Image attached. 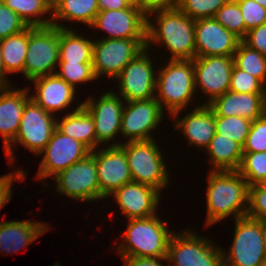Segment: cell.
Instances as JSON below:
<instances>
[{
  "mask_svg": "<svg viewBox=\"0 0 266 266\" xmlns=\"http://www.w3.org/2000/svg\"><path fill=\"white\" fill-rule=\"evenodd\" d=\"M151 44H157V47L164 46L171 53L170 60H193L195 58V20L177 7L149 13L146 48L150 50Z\"/></svg>",
  "mask_w": 266,
  "mask_h": 266,
  "instance_id": "6da1fadb",
  "label": "cell"
},
{
  "mask_svg": "<svg viewBox=\"0 0 266 266\" xmlns=\"http://www.w3.org/2000/svg\"><path fill=\"white\" fill-rule=\"evenodd\" d=\"M207 184L206 228L231 215L234 220L246 216L249 186L238 171L208 170Z\"/></svg>",
  "mask_w": 266,
  "mask_h": 266,
  "instance_id": "7a4b0ae2",
  "label": "cell"
},
{
  "mask_svg": "<svg viewBox=\"0 0 266 266\" xmlns=\"http://www.w3.org/2000/svg\"><path fill=\"white\" fill-rule=\"evenodd\" d=\"M157 70L155 98L162 110L168 111V116L179 115L195 98L193 60L169 59L165 66Z\"/></svg>",
  "mask_w": 266,
  "mask_h": 266,
  "instance_id": "3957f363",
  "label": "cell"
},
{
  "mask_svg": "<svg viewBox=\"0 0 266 266\" xmlns=\"http://www.w3.org/2000/svg\"><path fill=\"white\" fill-rule=\"evenodd\" d=\"M128 221L122 235L123 242L116 247V253L132 257H167L169 240L174 231L167 228L166 221L163 222L157 214Z\"/></svg>",
  "mask_w": 266,
  "mask_h": 266,
  "instance_id": "277c9868",
  "label": "cell"
},
{
  "mask_svg": "<svg viewBox=\"0 0 266 266\" xmlns=\"http://www.w3.org/2000/svg\"><path fill=\"white\" fill-rule=\"evenodd\" d=\"M114 142L125 152L133 182L157 189L160 193L169 183V170L157 141Z\"/></svg>",
  "mask_w": 266,
  "mask_h": 266,
  "instance_id": "5b68a950",
  "label": "cell"
},
{
  "mask_svg": "<svg viewBox=\"0 0 266 266\" xmlns=\"http://www.w3.org/2000/svg\"><path fill=\"white\" fill-rule=\"evenodd\" d=\"M232 243L222 248L223 266H261L265 264V221L247 216L235 219Z\"/></svg>",
  "mask_w": 266,
  "mask_h": 266,
  "instance_id": "8992f818",
  "label": "cell"
},
{
  "mask_svg": "<svg viewBox=\"0 0 266 266\" xmlns=\"http://www.w3.org/2000/svg\"><path fill=\"white\" fill-rule=\"evenodd\" d=\"M186 229L169 240L167 266H223L222 248L205 235Z\"/></svg>",
  "mask_w": 266,
  "mask_h": 266,
  "instance_id": "52a82bcc",
  "label": "cell"
},
{
  "mask_svg": "<svg viewBox=\"0 0 266 266\" xmlns=\"http://www.w3.org/2000/svg\"><path fill=\"white\" fill-rule=\"evenodd\" d=\"M60 28L28 26V48L24 65L27 81L55 74L59 63ZM56 69V70H55Z\"/></svg>",
  "mask_w": 266,
  "mask_h": 266,
  "instance_id": "ba28073f",
  "label": "cell"
},
{
  "mask_svg": "<svg viewBox=\"0 0 266 266\" xmlns=\"http://www.w3.org/2000/svg\"><path fill=\"white\" fill-rule=\"evenodd\" d=\"M57 117L30 99L24 107L14 141L4 150L10 165L15 161L13 145L27 148L37 156L45 148L57 127ZM18 143V144H16ZM13 144V145H12Z\"/></svg>",
  "mask_w": 266,
  "mask_h": 266,
  "instance_id": "9c48e42d",
  "label": "cell"
},
{
  "mask_svg": "<svg viewBox=\"0 0 266 266\" xmlns=\"http://www.w3.org/2000/svg\"><path fill=\"white\" fill-rule=\"evenodd\" d=\"M147 39H97L93 41L92 65L95 76L115 79L140 52Z\"/></svg>",
  "mask_w": 266,
  "mask_h": 266,
  "instance_id": "30bf717a",
  "label": "cell"
},
{
  "mask_svg": "<svg viewBox=\"0 0 266 266\" xmlns=\"http://www.w3.org/2000/svg\"><path fill=\"white\" fill-rule=\"evenodd\" d=\"M55 179L56 191L66 197L88 202L100 200V187L94 155L90 152L84 159L60 171Z\"/></svg>",
  "mask_w": 266,
  "mask_h": 266,
  "instance_id": "8fae6325",
  "label": "cell"
},
{
  "mask_svg": "<svg viewBox=\"0 0 266 266\" xmlns=\"http://www.w3.org/2000/svg\"><path fill=\"white\" fill-rule=\"evenodd\" d=\"M147 52L148 49L145 48L114 79L118 82L117 95L125 102L149 100L155 97L157 70Z\"/></svg>",
  "mask_w": 266,
  "mask_h": 266,
  "instance_id": "7c38bea8",
  "label": "cell"
},
{
  "mask_svg": "<svg viewBox=\"0 0 266 266\" xmlns=\"http://www.w3.org/2000/svg\"><path fill=\"white\" fill-rule=\"evenodd\" d=\"M156 98L125 102L123 107L120 135L128 141H148L155 139L151 134L164 119Z\"/></svg>",
  "mask_w": 266,
  "mask_h": 266,
  "instance_id": "4fadbf2b",
  "label": "cell"
},
{
  "mask_svg": "<svg viewBox=\"0 0 266 266\" xmlns=\"http://www.w3.org/2000/svg\"><path fill=\"white\" fill-rule=\"evenodd\" d=\"M90 152L83 143L64 135L56 128L45 148L39 153L43 159L36 176L38 180L45 182V178L56 176L73 163L84 159Z\"/></svg>",
  "mask_w": 266,
  "mask_h": 266,
  "instance_id": "5bb4252c",
  "label": "cell"
},
{
  "mask_svg": "<svg viewBox=\"0 0 266 266\" xmlns=\"http://www.w3.org/2000/svg\"><path fill=\"white\" fill-rule=\"evenodd\" d=\"M91 28L108 34L105 39H147V15L134 3L121 10H103Z\"/></svg>",
  "mask_w": 266,
  "mask_h": 266,
  "instance_id": "9a60e30c",
  "label": "cell"
},
{
  "mask_svg": "<svg viewBox=\"0 0 266 266\" xmlns=\"http://www.w3.org/2000/svg\"><path fill=\"white\" fill-rule=\"evenodd\" d=\"M89 97L82 102V106L94 120L97 148L101 144H110L119 136L125 100L116 92L106 91L97 101ZM118 134V135H117Z\"/></svg>",
  "mask_w": 266,
  "mask_h": 266,
  "instance_id": "2e32d148",
  "label": "cell"
},
{
  "mask_svg": "<svg viewBox=\"0 0 266 266\" xmlns=\"http://www.w3.org/2000/svg\"><path fill=\"white\" fill-rule=\"evenodd\" d=\"M195 88L205 93L208 105L229 90L234 66L233 56H204L193 59Z\"/></svg>",
  "mask_w": 266,
  "mask_h": 266,
  "instance_id": "e0dca14e",
  "label": "cell"
},
{
  "mask_svg": "<svg viewBox=\"0 0 266 266\" xmlns=\"http://www.w3.org/2000/svg\"><path fill=\"white\" fill-rule=\"evenodd\" d=\"M99 148L91 153L97 166L100 200H107L116 189L133 180L124 149L120 145H109L106 148L102 145Z\"/></svg>",
  "mask_w": 266,
  "mask_h": 266,
  "instance_id": "ac0fdd59",
  "label": "cell"
},
{
  "mask_svg": "<svg viewBox=\"0 0 266 266\" xmlns=\"http://www.w3.org/2000/svg\"><path fill=\"white\" fill-rule=\"evenodd\" d=\"M241 39L215 18L195 20V57L233 56Z\"/></svg>",
  "mask_w": 266,
  "mask_h": 266,
  "instance_id": "d6986e66",
  "label": "cell"
},
{
  "mask_svg": "<svg viewBox=\"0 0 266 266\" xmlns=\"http://www.w3.org/2000/svg\"><path fill=\"white\" fill-rule=\"evenodd\" d=\"M108 197H113L127 220L156 215L161 201L157 189L136 182L124 184Z\"/></svg>",
  "mask_w": 266,
  "mask_h": 266,
  "instance_id": "ffe728a7",
  "label": "cell"
},
{
  "mask_svg": "<svg viewBox=\"0 0 266 266\" xmlns=\"http://www.w3.org/2000/svg\"><path fill=\"white\" fill-rule=\"evenodd\" d=\"M30 82L36 91L30 95L31 99L56 116V112L68 109L76 97V89L56 74L38 77Z\"/></svg>",
  "mask_w": 266,
  "mask_h": 266,
  "instance_id": "44dd1931",
  "label": "cell"
},
{
  "mask_svg": "<svg viewBox=\"0 0 266 266\" xmlns=\"http://www.w3.org/2000/svg\"><path fill=\"white\" fill-rule=\"evenodd\" d=\"M30 95L29 87H0V136L4 150L17 135L24 107L31 99Z\"/></svg>",
  "mask_w": 266,
  "mask_h": 266,
  "instance_id": "7402d4cb",
  "label": "cell"
},
{
  "mask_svg": "<svg viewBox=\"0 0 266 266\" xmlns=\"http://www.w3.org/2000/svg\"><path fill=\"white\" fill-rule=\"evenodd\" d=\"M214 116H239L251 121L266 112V94L239 93L228 90L208 104Z\"/></svg>",
  "mask_w": 266,
  "mask_h": 266,
  "instance_id": "603a6c76",
  "label": "cell"
},
{
  "mask_svg": "<svg viewBox=\"0 0 266 266\" xmlns=\"http://www.w3.org/2000/svg\"><path fill=\"white\" fill-rule=\"evenodd\" d=\"M200 105L182 118H179L178 114H173L171 118L173 117L174 121L177 120L173 128L181 130L189 145L200 147L205 151L216 133L215 116L208 105Z\"/></svg>",
  "mask_w": 266,
  "mask_h": 266,
  "instance_id": "cb8c5ba5",
  "label": "cell"
},
{
  "mask_svg": "<svg viewBox=\"0 0 266 266\" xmlns=\"http://www.w3.org/2000/svg\"><path fill=\"white\" fill-rule=\"evenodd\" d=\"M50 227L48 223L41 221H1L0 252L9 255L18 252L46 233Z\"/></svg>",
  "mask_w": 266,
  "mask_h": 266,
  "instance_id": "d4e9b609",
  "label": "cell"
},
{
  "mask_svg": "<svg viewBox=\"0 0 266 266\" xmlns=\"http://www.w3.org/2000/svg\"><path fill=\"white\" fill-rule=\"evenodd\" d=\"M66 113L64 117L57 118V129L71 138L83 143L90 151L97 149V139L94 120L89 112L82 106V102ZM60 119V120H59Z\"/></svg>",
  "mask_w": 266,
  "mask_h": 266,
  "instance_id": "484cf974",
  "label": "cell"
},
{
  "mask_svg": "<svg viewBox=\"0 0 266 266\" xmlns=\"http://www.w3.org/2000/svg\"><path fill=\"white\" fill-rule=\"evenodd\" d=\"M99 12L98 0H52V24L58 28L69 29L61 24L74 21L91 26ZM62 22H59V21Z\"/></svg>",
  "mask_w": 266,
  "mask_h": 266,
  "instance_id": "4316f807",
  "label": "cell"
},
{
  "mask_svg": "<svg viewBox=\"0 0 266 266\" xmlns=\"http://www.w3.org/2000/svg\"><path fill=\"white\" fill-rule=\"evenodd\" d=\"M209 156L211 171H238L243 158L242 147L232 139L218 133L205 149Z\"/></svg>",
  "mask_w": 266,
  "mask_h": 266,
  "instance_id": "83f0119b",
  "label": "cell"
},
{
  "mask_svg": "<svg viewBox=\"0 0 266 266\" xmlns=\"http://www.w3.org/2000/svg\"><path fill=\"white\" fill-rule=\"evenodd\" d=\"M93 41L77 34L73 28H60L59 62L92 63Z\"/></svg>",
  "mask_w": 266,
  "mask_h": 266,
  "instance_id": "f1b7e54d",
  "label": "cell"
},
{
  "mask_svg": "<svg viewBox=\"0 0 266 266\" xmlns=\"http://www.w3.org/2000/svg\"><path fill=\"white\" fill-rule=\"evenodd\" d=\"M3 64L8 75L21 73L24 76L28 48V27L20 33L0 40Z\"/></svg>",
  "mask_w": 266,
  "mask_h": 266,
  "instance_id": "f546056e",
  "label": "cell"
},
{
  "mask_svg": "<svg viewBox=\"0 0 266 266\" xmlns=\"http://www.w3.org/2000/svg\"><path fill=\"white\" fill-rule=\"evenodd\" d=\"M2 1L8 8L17 14L27 26L45 27L52 24V0ZM48 13H51V16L47 19L46 17L44 18V15Z\"/></svg>",
  "mask_w": 266,
  "mask_h": 266,
  "instance_id": "4dcf8cb0",
  "label": "cell"
},
{
  "mask_svg": "<svg viewBox=\"0 0 266 266\" xmlns=\"http://www.w3.org/2000/svg\"><path fill=\"white\" fill-rule=\"evenodd\" d=\"M234 65L259 79L266 86V56L242 41L233 55Z\"/></svg>",
  "mask_w": 266,
  "mask_h": 266,
  "instance_id": "1f68e13d",
  "label": "cell"
},
{
  "mask_svg": "<svg viewBox=\"0 0 266 266\" xmlns=\"http://www.w3.org/2000/svg\"><path fill=\"white\" fill-rule=\"evenodd\" d=\"M252 121L239 116H215V132L237 142L243 147Z\"/></svg>",
  "mask_w": 266,
  "mask_h": 266,
  "instance_id": "d6a6232c",
  "label": "cell"
},
{
  "mask_svg": "<svg viewBox=\"0 0 266 266\" xmlns=\"http://www.w3.org/2000/svg\"><path fill=\"white\" fill-rule=\"evenodd\" d=\"M238 172L248 186L262 184L266 179V152H243Z\"/></svg>",
  "mask_w": 266,
  "mask_h": 266,
  "instance_id": "836d02e7",
  "label": "cell"
},
{
  "mask_svg": "<svg viewBox=\"0 0 266 266\" xmlns=\"http://www.w3.org/2000/svg\"><path fill=\"white\" fill-rule=\"evenodd\" d=\"M57 67L55 74L75 89L77 84L82 85L97 80L92 63L59 62Z\"/></svg>",
  "mask_w": 266,
  "mask_h": 266,
  "instance_id": "e575fe53",
  "label": "cell"
},
{
  "mask_svg": "<svg viewBox=\"0 0 266 266\" xmlns=\"http://www.w3.org/2000/svg\"><path fill=\"white\" fill-rule=\"evenodd\" d=\"M214 18L241 40L246 36L248 30L245 28L239 4L235 0H229L216 12Z\"/></svg>",
  "mask_w": 266,
  "mask_h": 266,
  "instance_id": "d590c367",
  "label": "cell"
},
{
  "mask_svg": "<svg viewBox=\"0 0 266 266\" xmlns=\"http://www.w3.org/2000/svg\"><path fill=\"white\" fill-rule=\"evenodd\" d=\"M229 0H178L176 7L191 19L214 18Z\"/></svg>",
  "mask_w": 266,
  "mask_h": 266,
  "instance_id": "8d00e7d4",
  "label": "cell"
},
{
  "mask_svg": "<svg viewBox=\"0 0 266 266\" xmlns=\"http://www.w3.org/2000/svg\"><path fill=\"white\" fill-rule=\"evenodd\" d=\"M230 91L250 94H266V86L256 77L233 66Z\"/></svg>",
  "mask_w": 266,
  "mask_h": 266,
  "instance_id": "74e56055",
  "label": "cell"
},
{
  "mask_svg": "<svg viewBox=\"0 0 266 266\" xmlns=\"http://www.w3.org/2000/svg\"><path fill=\"white\" fill-rule=\"evenodd\" d=\"M242 151L266 152V112L261 117L252 121V126Z\"/></svg>",
  "mask_w": 266,
  "mask_h": 266,
  "instance_id": "f35d334b",
  "label": "cell"
},
{
  "mask_svg": "<svg viewBox=\"0 0 266 266\" xmlns=\"http://www.w3.org/2000/svg\"><path fill=\"white\" fill-rule=\"evenodd\" d=\"M246 216L266 222V186L255 184L248 189Z\"/></svg>",
  "mask_w": 266,
  "mask_h": 266,
  "instance_id": "ab89813d",
  "label": "cell"
},
{
  "mask_svg": "<svg viewBox=\"0 0 266 266\" xmlns=\"http://www.w3.org/2000/svg\"><path fill=\"white\" fill-rule=\"evenodd\" d=\"M28 26L0 0V40L22 32Z\"/></svg>",
  "mask_w": 266,
  "mask_h": 266,
  "instance_id": "60d3db41",
  "label": "cell"
},
{
  "mask_svg": "<svg viewBox=\"0 0 266 266\" xmlns=\"http://www.w3.org/2000/svg\"><path fill=\"white\" fill-rule=\"evenodd\" d=\"M241 9L245 28L250 30L266 22V8L254 0H235Z\"/></svg>",
  "mask_w": 266,
  "mask_h": 266,
  "instance_id": "b9f144b4",
  "label": "cell"
},
{
  "mask_svg": "<svg viewBox=\"0 0 266 266\" xmlns=\"http://www.w3.org/2000/svg\"><path fill=\"white\" fill-rule=\"evenodd\" d=\"M241 41L249 48L266 56V22L248 30Z\"/></svg>",
  "mask_w": 266,
  "mask_h": 266,
  "instance_id": "7bdbcfd3",
  "label": "cell"
},
{
  "mask_svg": "<svg viewBox=\"0 0 266 266\" xmlns=\"http://www.w3.org/2000/svg\"><path fill=\"white\" fill-rule=\"evenodd\" d=\"M26 172L23 169H18L12 173L9 172L6 175L0 177V210L6 205L12 198V185L14 181H24L26 179Z\"/></svg>",
  "mask_w": 266,
  "mask_h": 266,
  "instance_id": "ee69618b",
  "label": "cell"
},
{
  "mask_svg": "<svg viewBox=\"0 0 266 266\" xmlns=\"http://www.w3.org/2000/svg\"><path fill=\"white\" fill-rule=\"evenodd\" d=\"M178 0H135L133 3L146 15L151 12L176 7Z\"/></svg>",
  "mask_w": 266,
  "mask_h": 266,
  "instance_id": "f6af8a7d",
  "label": "cell"
},
{
  "mask_svg": "<svg viewBox=\"0 0 266 266\" xmlns=\"http://www.w3.org/2000/svg\"><path fill=\"white\" fill-rule=\"evenodd\" d=\"M121 258L125 266H164L163 261L167 262V257L121 256Z\"/></svg>",
  "mask_w": 266,
  "mask_h": 266,
  "instance_id": "bcb514c9",
  "label": "cell"
},
{
  "mask_svg": "<svg viewBox=\"0 0 266 266\" xmlns=\"http://www.w3.org/2000/svg\"><path fill=\"white\" fill-rule=\"evenodd\" d=\"M133 2L131 0H98L99 11L121 10L128 8Z\"/></svg>",
  "mask_w": 266,
  "mask_h": 266,
  "instance_id": "7dc6e473",
  "label": "cell"
},
{
  "mask_svg": "<svg viewBox=\"0 0 266 266\" xmlns=\"http://www.w3.org/2000/svg\"><path fill=\"white\" fill-rule=\"evenodd\" d=\"M8 74L6 73L3 60H2V54H1V46H0V87H9L12 86L10 84L9 79H7Z\"/></svg>",
  "mask_w": 266,
  "mask_h": 266,
  "instance_id": "c3c4849f",
  "label": "cell"
},
{
  "mask_svg": "<svg viewBox=\"0 0 266 266\" xmlns=\"http://www.w3.org/2000/svg\"><path fill=\"white\" fill-rule=\"evenodd\" d=\"M264 257H265V264H266V222H265V234H264Z\"/></svg>",
  "mask_w": 266,
  "mask_h": 266,
  "instance_id": "681fc988",
  "label": "cell"
},
{
  "mask_svg": "<svg viewBox=\"0 0 266 266\" xmlns=\"http://www.w3.org/2000/svg\"><path fill=\"white\" fill-rule=\"evenodd\" d=\"M254 1H256L262 7H265L266 8V0H254Z\"/></svg>",
  "mask_w": 266,
  "mask_h": 266,
  "instance_id": "f907efd6",
  "label": "cell"
}]
</instances>
